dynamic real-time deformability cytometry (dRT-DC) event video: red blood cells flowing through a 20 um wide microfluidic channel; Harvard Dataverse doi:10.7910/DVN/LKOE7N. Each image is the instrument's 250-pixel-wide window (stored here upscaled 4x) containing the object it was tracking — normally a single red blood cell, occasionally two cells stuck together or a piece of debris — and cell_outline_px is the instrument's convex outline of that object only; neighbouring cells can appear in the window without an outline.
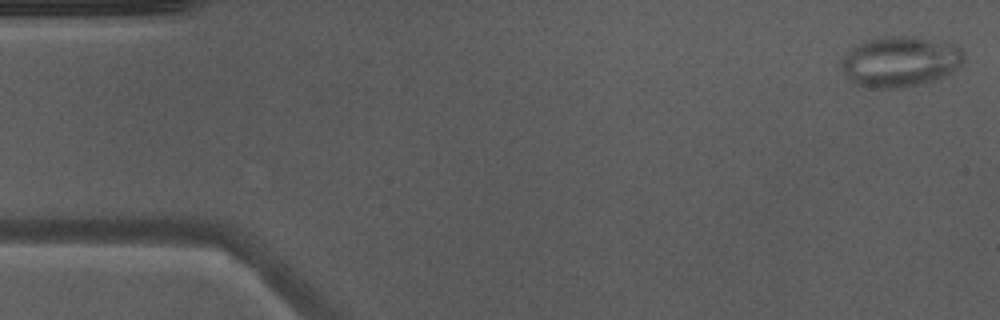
{"species": "Egyptian fruit bat (a non-hibernating species)", "species_latin": "Rousettus aegyptiacus", "temperature_condition": "warm", "stored_images_in_passage": 11, "camera_frame_rate_fps": 3000, "um_per_image_px": 0.085, "animal": {"sex": "male"}, "frame": {"image": 1, "passage_image": 1, "time_ms": 0.0, "image_size_px": [1000, 320], "cell_outline_px": [[964, 60], [956, 68], [944, 76], [932, 80], [916, 84], [896, 88], [872, 88], [856, 84], [848, 80], [840, 68], [840, 60], [852, 48], [864, 40], [884, 36], [912, 36], [948, 40], [960, 48], [964, 52]], "centroid_in_image_um": [76.5, 5.2], "position_along_channel_um": 8.5, "area_um2": 36.41}}